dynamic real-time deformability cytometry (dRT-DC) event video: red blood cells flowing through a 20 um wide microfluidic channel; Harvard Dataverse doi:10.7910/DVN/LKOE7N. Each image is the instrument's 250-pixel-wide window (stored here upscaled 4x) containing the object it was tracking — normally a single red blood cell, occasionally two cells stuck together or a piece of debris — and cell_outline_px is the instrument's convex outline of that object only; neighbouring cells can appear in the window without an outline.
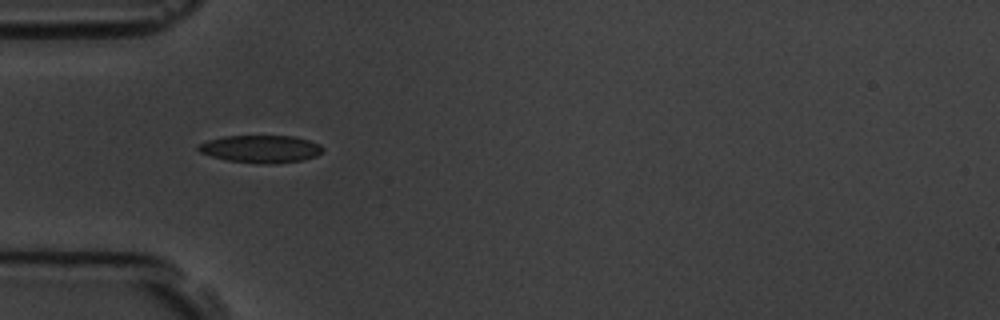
{"species": "common noctule bat (a hibernating species)", "species_latin": "Nyctalus noctula", "temperature_condition": "room temperature", "stored_images_in_passage": 4, "camera_frame_rate_fps": 3000, "um_per_image_px": 0.085, "animal": {"sex": "male", "body_mass_g": 19.5, "forearm_length_mm": 54.6}, "frame": {"image": 1, "passage_image": 3, "time_ms": 2.333, "image_size_px": [1000, 320], "cell_outline_px": [[324, 152], [316, 156], [304, 160], [272, 164], [260, 164], [228, 160], [212, 156], [200, 152], [196, 148], [196, 144], [208, 140], [224, 136], [292, 136], [308, 140], [320, 144], [324, 148]], "centroid_in_image_um": [22.18, 12.66], "position_along_channel_um": 62.8, "area_um2": 20.11}}
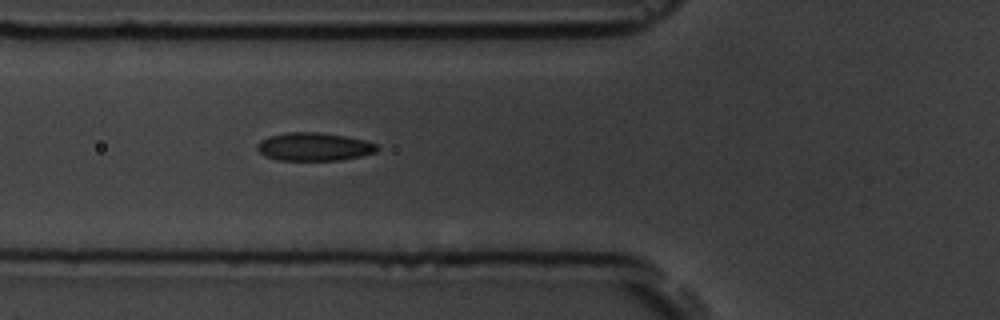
{"frame": {"image": 2, "passage_image": 4, "time_ms": 3.333, "image_size_px": [1000, 320], "cell_outline_px": [[380, 148], [376, 152], [360, 156], [340, 160], [276, 160], [264, 156], [256, 148], [256, 144], [260, 140], [268, 136], [288, 132], [320, 132], [344, 136], [364, 140], [376, 144]], "centroid_in_image_um": [26.66, 12.47], "position_along_channel_um": 99.1, "area_um2": 19.77}}